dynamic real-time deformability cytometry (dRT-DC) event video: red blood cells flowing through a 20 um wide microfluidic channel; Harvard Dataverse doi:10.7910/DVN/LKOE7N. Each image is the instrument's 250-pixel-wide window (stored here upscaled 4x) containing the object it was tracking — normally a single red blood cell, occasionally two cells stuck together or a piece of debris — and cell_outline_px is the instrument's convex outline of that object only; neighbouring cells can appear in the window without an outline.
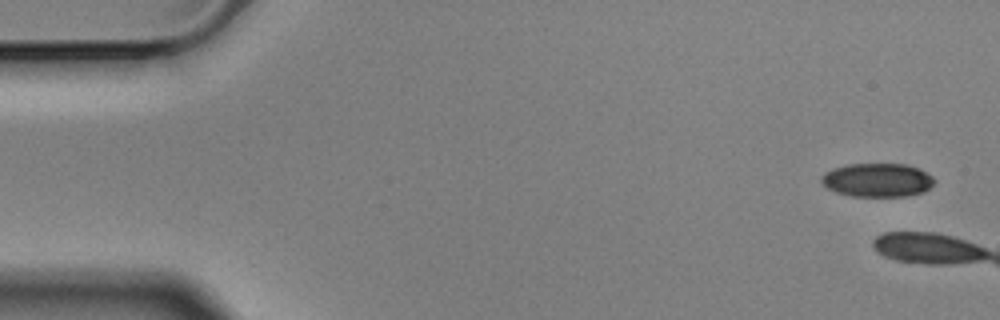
{"species": "Egyptian fruit bat (a non-hibernating species)", "species_latin": "Rousettus aegyptiacus", "temperature_condition": "cold", "stored_images_in_passage": 3, "camera_frame_rate_fps": 3000, "um_per_image_px": 0.085, "animal": {"sex": "male"}, "frame": {"image": 1, "passage_image": 1, "time_ms": 0.0, "image_size_px": [1000, 320], "cell_outline_px": [[936, 180], [924, 192], [904, 196], [852, 196], [836, 192], [828, 188], [820, 180], [820, 176], [824, 172], [832, 168], [848, 164], [908, 164], [920, 168], [932, 176]], "centroid_in_image_um": [74.57, 15.29], "position_along_channel_um": 10.4, "area_um2": 22.25}}